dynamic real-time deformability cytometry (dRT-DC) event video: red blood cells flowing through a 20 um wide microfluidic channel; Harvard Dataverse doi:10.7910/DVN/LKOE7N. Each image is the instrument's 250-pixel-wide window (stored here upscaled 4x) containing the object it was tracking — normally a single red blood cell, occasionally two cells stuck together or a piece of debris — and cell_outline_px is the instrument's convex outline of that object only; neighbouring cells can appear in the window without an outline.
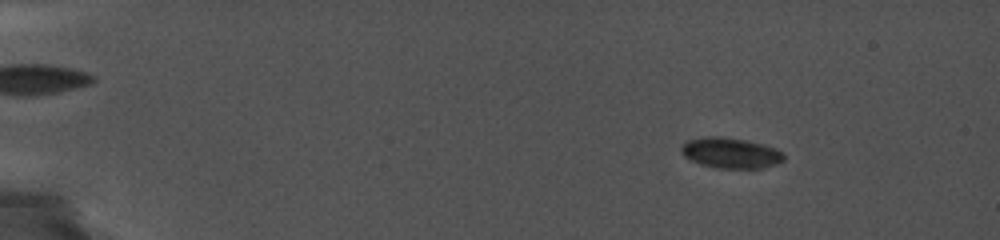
{"species": "common noctule bat (a hibernating species)", "species_latin": "Nyctalus noctula", "temperature_condition": "cold", "stored_images_in_passage": 54, "camera_frame_rate_fps": 5000, "um_per_image_px": 0.085, "animal": {"sex": "female", "body_mass_g": 19.0, "forearm_length_mm": 56.7}, "frame": {"image": 1, "passage_image": 25, "time_ms": 3.0, "image_size_px": [1000, 240], "cell_outline_px": [[784, 160], [776, 164], [764, 168], [716, 168], [700, 164], [684, 156], [680, 152], [680, 148], [688, 140], [704, 136], [720, 136], [744, 140], [776, 148], [784, 152]], "centroid_in_image_um": [62.1, 13.0], "position_along_channel_um": 22.9, "area_um2": 18.26}}
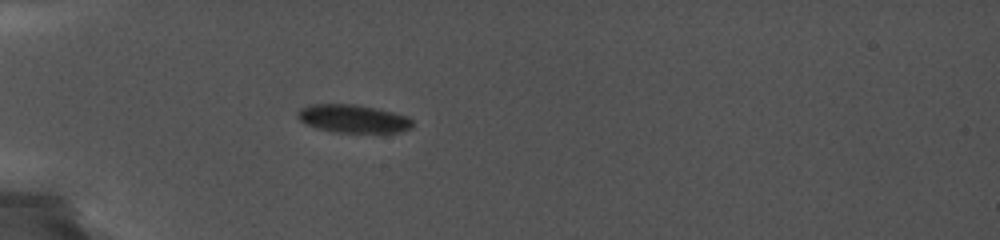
{"frame": {"image": 2, "passage_image": 53, "time_ms": 6.6, "image_size_px": [1000, 240], "cell_outline_px": [[412, 128], [400, 132], [336, 132], [316, 128], [300, 120], [296, 116], [296, 112], [300, 108], [312, 104], [356, 104], [376, 108], [408, 116], [412, 120]], "centroid_in_image_um": [30.01, 10.08], "position_along_channel_um": 55.0, "area_um2": 18.79}}